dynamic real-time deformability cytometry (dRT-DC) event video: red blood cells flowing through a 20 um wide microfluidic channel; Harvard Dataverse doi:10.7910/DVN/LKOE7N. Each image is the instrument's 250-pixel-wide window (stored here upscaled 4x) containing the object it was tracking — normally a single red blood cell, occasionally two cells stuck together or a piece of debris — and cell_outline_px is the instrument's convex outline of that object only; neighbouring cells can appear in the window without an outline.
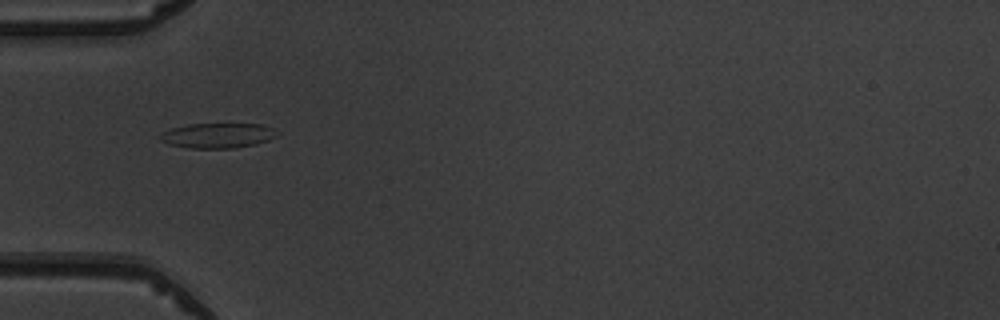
{"species": "common noctule bat (a hibernating species)", "species_latin": "Nyctalus noctula", "temperature_condition": "warm", "stored_images_in_passage": 3, "camera_frame_rate_fps": 3000, "um_per_image_px": 0.085, "animal": {"sex": "male", "body_mass_g": 19.5, "forearm_length_mm": 54.6}, "frame": {"image": 1, "passage_image": 1, "time_ms": 0.0, "image_size_px": [1000, 320], "cell_outline_px": [[280, 132], [276, 136], [268, 140], [256, 144], [236, 148], [188, 148], [168, 144], [160, 140], [160, 136], [164, 132], [172, 128], [188, 124], [260, 124], [272, 128]], "centroid_in_image_um": [18.53, 11.52], "position_along_channel_um": 66.5, "area_um2": 16.99}}
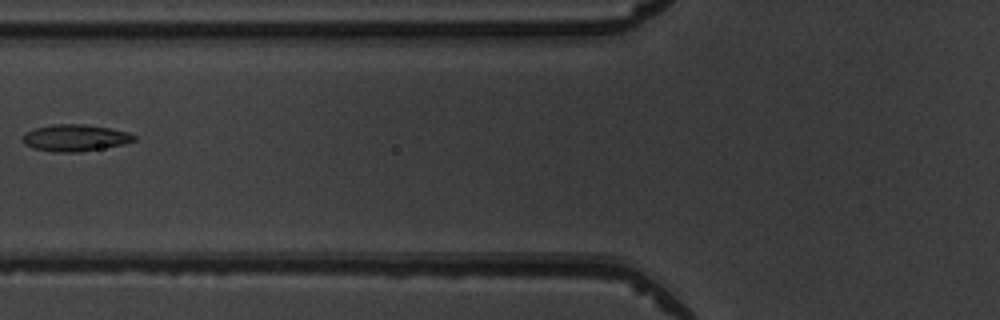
{"frame": {"image": 2, "passage_image": 2, "time_ms": 1.333, "image_size_px": [1000, 320], "cell_outline_px": [[136, 140], [124, 144], [80, 152], [56, 152], [32, 148], [24, 144], [24, 132], [32, 128], [52, 124], [84, 124], [108, 128], [128, 132], [136, 136]], "centroid_in_image_um": [6.36, 11.71], "position_along_channel_um": 119.4, "area_um2": 17.4}}
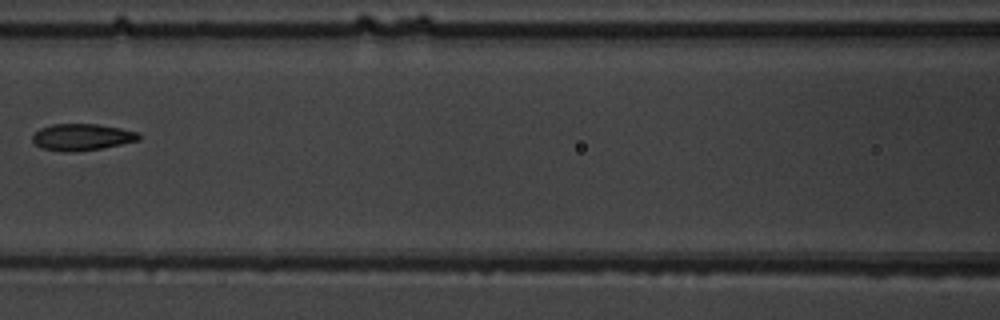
{"frame": {"image": 3, "passage_image": 3, "time_ms": 2.333, "image_size_px": [1000, 320], "cell_outline_px": [[140, 140], [100, 148], [72, 152], [60, 152], [40, 148], [32, 140], [32, 136], [40, 128], [52, 124], [96, 124], [120, 128], [136, 132], [140, 136]], "centroid_in_image_um": [6.91, 11.66], "position_along_channel_um": 159.7, "area_um2": 16.42}}